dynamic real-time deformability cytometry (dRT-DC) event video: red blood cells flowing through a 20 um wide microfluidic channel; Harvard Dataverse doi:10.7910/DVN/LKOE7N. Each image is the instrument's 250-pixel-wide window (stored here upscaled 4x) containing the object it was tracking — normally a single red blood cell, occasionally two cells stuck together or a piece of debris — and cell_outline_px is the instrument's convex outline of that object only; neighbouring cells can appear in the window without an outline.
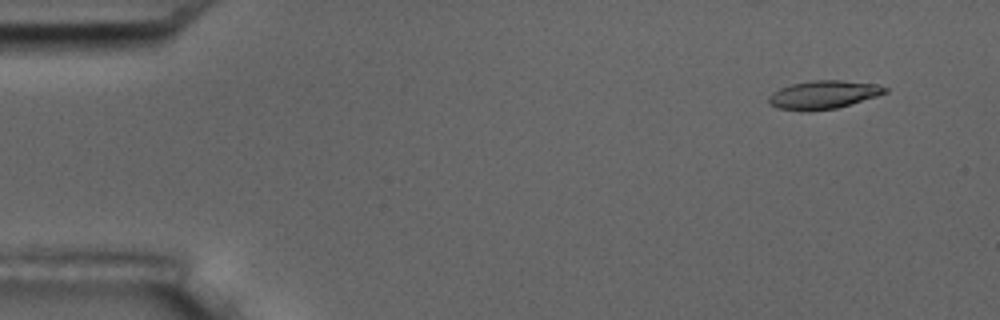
{"species": "common noctule bat (a hibernating species)", "species_latin": "Nyctalus noctula", "temperature_condition": "room temperature", "stored_images_in_passage": 5, "camera_frame_rate_fps": 3000, "um_per_image_px": 0.085, "animal": {"sex": "male", "body_mass_g": 17.5, "forearm_length_mm": 52.3}, "frame": {"image": 1, "passage_image": 2, "time_ms": 0.333, "image_size_px": [1000, 320], "cell_outline_px": [[888, 92], [876, 96], [836, 108], [808, 112], [804, 112], [776, 108], [768, 104], [768, 96], [772, 92], [780, 88], [792, 84], [812, 80], [840, 80], [876, 84], [888, 88]], "centroid_in_image_um": [69.93, 8.06], "position_along_channel_um": 15.1, "area_um2": 19.31}}